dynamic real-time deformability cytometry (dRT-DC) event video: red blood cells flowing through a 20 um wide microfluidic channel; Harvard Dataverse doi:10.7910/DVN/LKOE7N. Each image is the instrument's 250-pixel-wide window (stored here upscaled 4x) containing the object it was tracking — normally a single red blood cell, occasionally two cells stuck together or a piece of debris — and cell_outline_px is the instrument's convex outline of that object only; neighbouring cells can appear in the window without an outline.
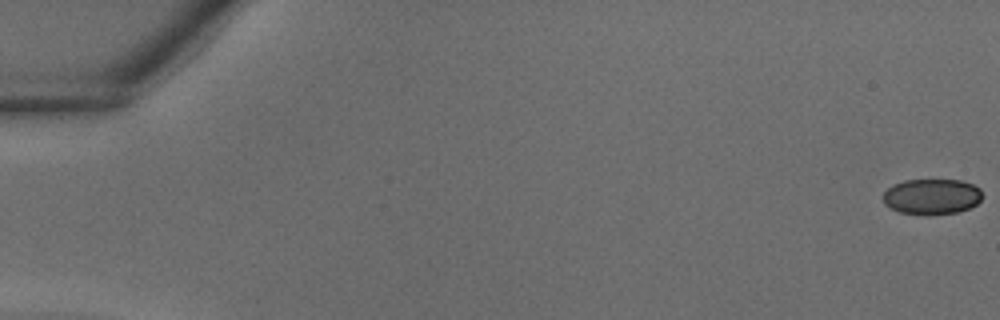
{"species": "common noctule bat (a hibernating species)", "species_latin": "Nyctalus noctula", "temperature_condition": "warm", "stored_images_in_passage": 39, "camera_frame_rate_fps": 3000, "um_per_image_px": 0.085, "animal": {"sex": "male", "body_mass_g": 18.8}, "frame": {"image": 1, "passage_image": 1, "time_ms": 0.0, "image_size_px": [1000, 320], "cell_outline_px": [[980, 200], [976, 204], [968, 208], [956, 212], [924, 216], [900, 212], [884, 204], [884, 192], [892, 184], [904, 180], [960, 180], [972, 184], [980, 188]], "centroid_in_image_um": [79.17, 16.71], "position_along_channel_um": 5.8, "area_um2": 20.58}}
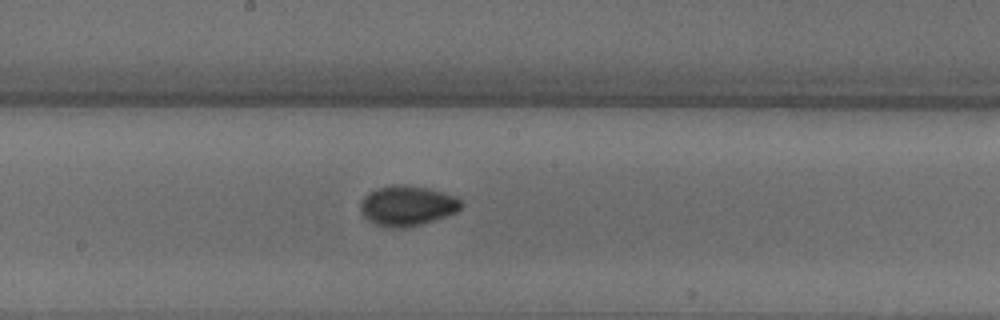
{"frame": {"image": 2, "passage_image": 22, "time_ms": 7.0, "image_size_px": [1000, 320], "cell_outline_px": [[464, 204], [456, 212], [420, 224], [404, 228], [384, 228], [368, 220], [360, 212], [360, 204], [364, 196], [368, 192], [376, 188], [392, 184], [400, 184], [428, 188], [456, 196]], "centroid_in_image_um": [34.57, 17.48], "position_along_channel_um": 213.6, "area_um2": 23.64}}
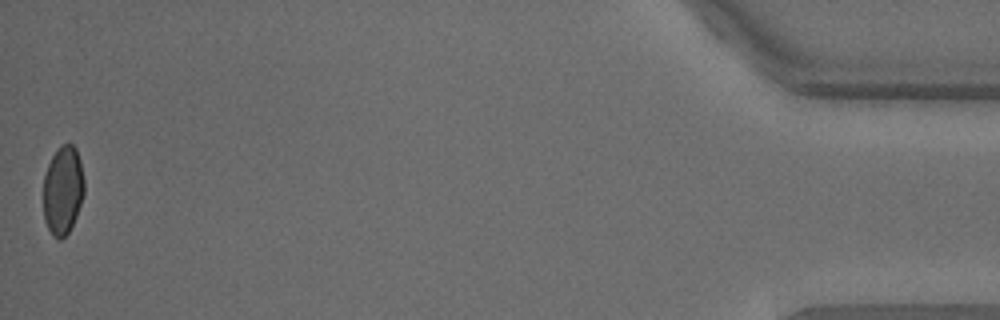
{"frame": {"image": 3, "passage_image": 39, "time_ms": 12.667, "image_size_px": [1000, 320], "cell_outline_px": [[84, 192], [76, 216], [68, 232], [60, 240], [56, 240], [52, 236], [44, 220], [44, 176], [48, 164], [52, 156], [60, 144], [72, 144], [76, 148], [80, 160], [84, 180]], "centroid_in_image_um": [5.34, 16.16], "position_along_channel_um": 429.9, "area_um2": 21.1}}